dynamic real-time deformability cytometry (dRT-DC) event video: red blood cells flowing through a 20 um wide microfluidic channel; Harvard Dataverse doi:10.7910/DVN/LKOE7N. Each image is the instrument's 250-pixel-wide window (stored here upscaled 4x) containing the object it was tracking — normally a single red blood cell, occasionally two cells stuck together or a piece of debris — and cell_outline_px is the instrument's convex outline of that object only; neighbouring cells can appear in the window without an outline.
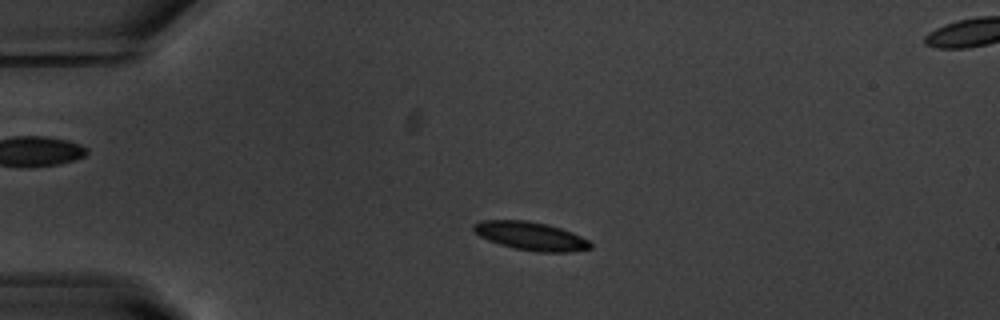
{"species": "common noctule bat (a hibernating species)", "species_latin": "Nyctalus noctula", "temperature_condition": "warm", "stored_images_in_passage": 48, "camera_frame_rate_fps": 3000, "um_per_image_px": 0.085, "animal": {"sex": "male", "body_mass_g": 20.1, "forearm_length_mm": 53.5}, "frame": {"image": 1, "passage_image": 6, "time_ms": 1.667, "image_size_px": [1000, 320], "cell_outline_px": [[592, 248], [572, 252], [536, 252], [516, 248], [500, 244], [488, 240], [480, 236], [472, 228], [472, 224], [480, 220], [524, 220], [548, 224], [572, 232], [588, 240], [592, 244]], "centroid_in_image_um": [45.12, 20.06], "position_along_channel_um": 39.9, "area_um2": 19.31}}
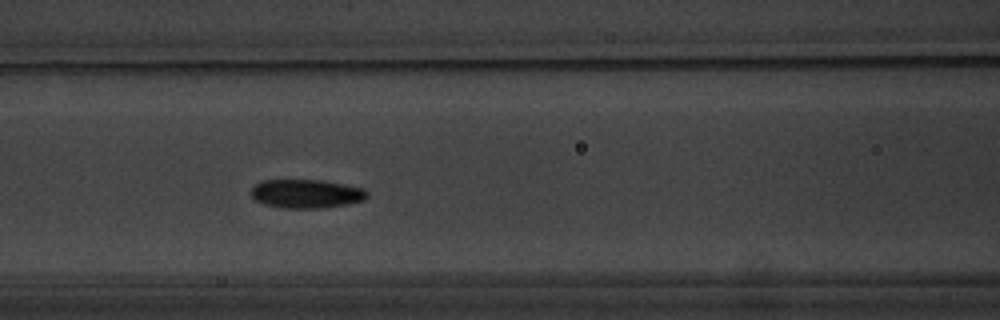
{"frame": {"image": 2, "passage_image": 17, "time_ms": 5.333, "image_size_px": [1000, 320], "cell_outline_px": [[368, 196], [364, 200], [348, 204], [324, 208], [284, 208], [264, 204], [256, 200], [252, 196], [252, 188], [256, 184], [264, 180], [320, 180], [364, 188], [368, 192]], "centroid_in_image_um": [26.07, 16.47], "position_along_channel_um": 140.5, "area_um2": 19.36}}
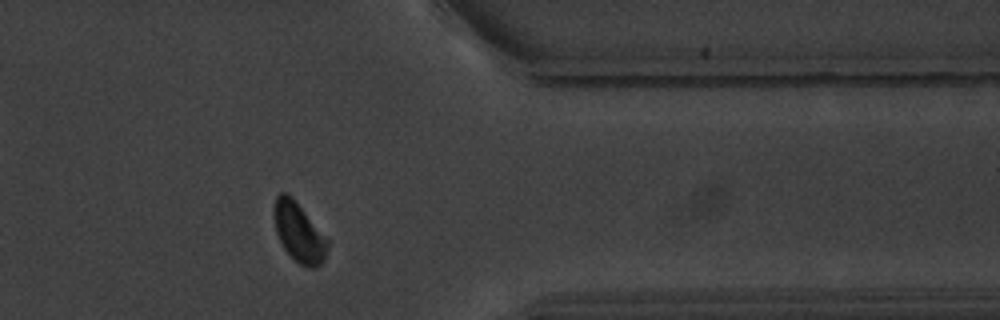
{"frame": {"image": 3, "passage_image": 38, "time_ms": 12.333, "image_size_px": [1000, 320], "cell_outline_px": [[328, 248], [324, 260], [316, 268], [308, 268], [300, 264], [284, 248], [276, 232], [272, 216], [272, 212], [276, 196], [280, 192], [288, 192], [292, 196], [328, 240]], "centroid_in_image_um": [25.38, 19.72], "position_along_channel_um": 386.0, "area_um2": 18.5}, "authors_computed_cell_mechanics": {"area_um2": 18.9873, "velocity_mm_per_s": 3.6723, "shape_relaxation_time_tau1_ms": 2.7567, "shape_relaxation_time_tau2_ms": 6.1872, "deformation_change_tau1": 0.0878, "deformation_change_tau2": 0.0981}}